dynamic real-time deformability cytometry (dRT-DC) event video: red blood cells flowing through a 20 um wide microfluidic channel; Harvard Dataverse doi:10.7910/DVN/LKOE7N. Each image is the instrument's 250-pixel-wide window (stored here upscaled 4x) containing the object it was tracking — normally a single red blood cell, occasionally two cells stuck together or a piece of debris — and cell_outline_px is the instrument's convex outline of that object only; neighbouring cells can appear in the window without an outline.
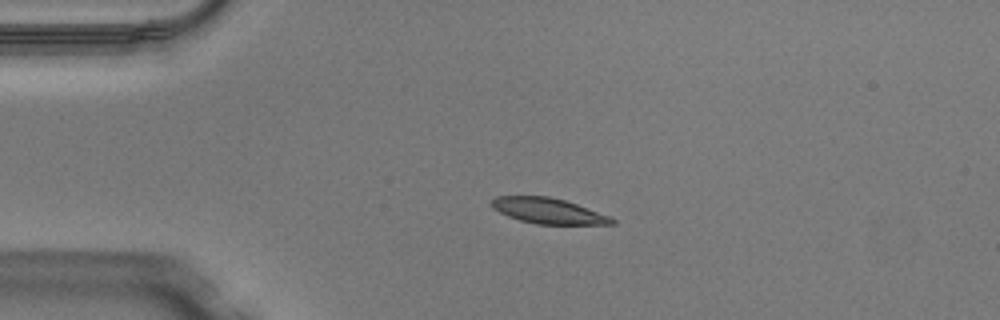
{"species": "Egyptian fruit bat (a non-hibernating species)", "species_latin": "Rousettus aegyptiacus", "temperature_condition": "warm", "stored_images_in_passage": 7, "camera_frame_rate_fps": 3000, "um_per_image_px": 0.085, "animal": {"sex": "male"}, "frame": {"image": 1, "passage_image": 1, "time_ms": 0.0, "image_size_px": [1000, 320], "cell_outline_px": [[616, 224], [536, 224], [520, 220], [508, 216], [492, 208], [488, 204], [496, 196], [548, 196], [564, 200], [612, 216], [616, 220]], "centroid_in_image_um": [46.6, 17.92], "position_along_channel_um": 38.4, "area_um2": 17.98}}